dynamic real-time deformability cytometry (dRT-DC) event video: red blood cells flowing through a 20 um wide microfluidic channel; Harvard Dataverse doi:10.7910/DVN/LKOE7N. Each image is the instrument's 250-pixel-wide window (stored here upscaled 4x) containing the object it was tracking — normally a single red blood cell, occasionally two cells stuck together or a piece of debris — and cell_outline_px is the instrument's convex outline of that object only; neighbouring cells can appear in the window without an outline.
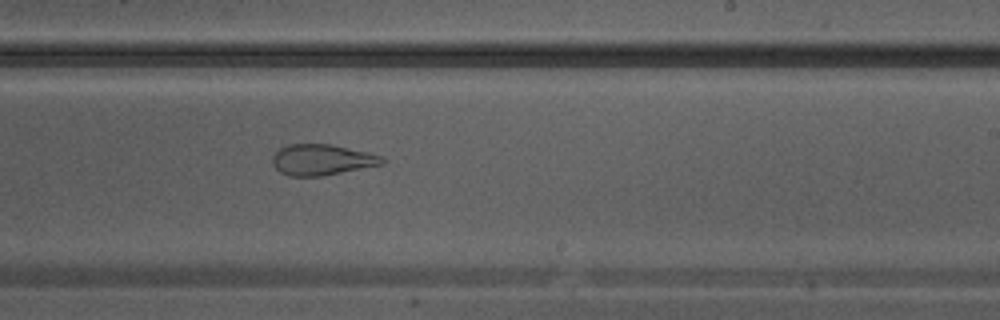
{"species": "Egyptian fruit bat (a non-hibernating species)", "species_latin": "Rousettus aegyptiacus", "temperature_condition": "warm", "stored_images_in_passage": 11, "camera_frame_rate_fps": 3000, "um_per_image_px": 0.085, "animal": {"sex": "male"}, "frame": {"image": 1, "passage_image": 11, "time_ms": 3.333, "image_size_px": [1000, 320], "cell_outline_px": [[388, 160], [384, 164], [324, 176], [288, 176], [280, 172], [272, 164], [272, 156], [280, 148], [288, 144], [332, 144], [368, 152], [384, 156]], "centroid_in_image_um": [27.4, 13.58], "position_along_channel_um": 261.6, "area_um2": 20.06}}